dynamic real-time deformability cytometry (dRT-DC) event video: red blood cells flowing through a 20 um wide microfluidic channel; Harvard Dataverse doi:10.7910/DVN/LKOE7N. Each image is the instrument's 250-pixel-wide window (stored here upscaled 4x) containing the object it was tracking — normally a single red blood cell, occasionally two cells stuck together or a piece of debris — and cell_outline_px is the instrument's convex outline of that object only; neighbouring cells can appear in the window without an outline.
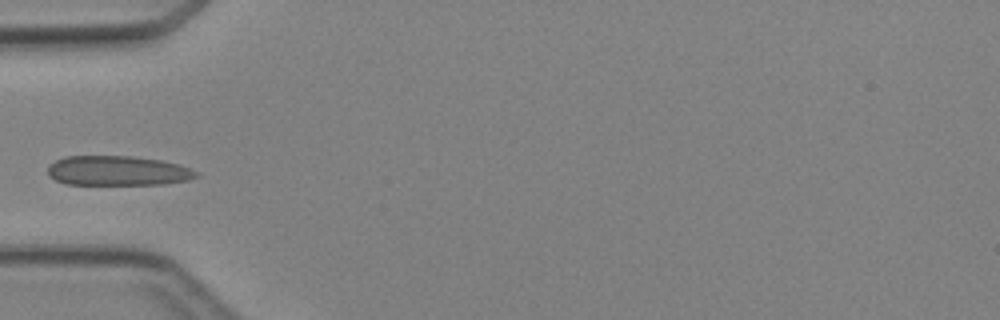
{"species": "Egyptian fruit bat (a non-hibernating species)", "species_latin": "Rousettus aegyptiacus", "temperature_condition": "cold", "stored_images_in_passage": 5, "camera_frame_rate_fps": 3000, "um_per_image_px": 0.085, "animal": {"sex": "female"}, "frame": {"image": 1, "passage_image": 5, "time_ms": 4.667, "image_size_px": [1000, 320], "cell_outline_px": [[200, 176], [188, 180], [164, 184], [64, 184], [48, 176], [48, 164], [64, 156], [132, 156], [160, 160], [180, 164], [200, 172]], "centroid_in_image_um": [10.02, 14.51], "position_along_channel_um": 75.0, "area_um2": 25.95}}